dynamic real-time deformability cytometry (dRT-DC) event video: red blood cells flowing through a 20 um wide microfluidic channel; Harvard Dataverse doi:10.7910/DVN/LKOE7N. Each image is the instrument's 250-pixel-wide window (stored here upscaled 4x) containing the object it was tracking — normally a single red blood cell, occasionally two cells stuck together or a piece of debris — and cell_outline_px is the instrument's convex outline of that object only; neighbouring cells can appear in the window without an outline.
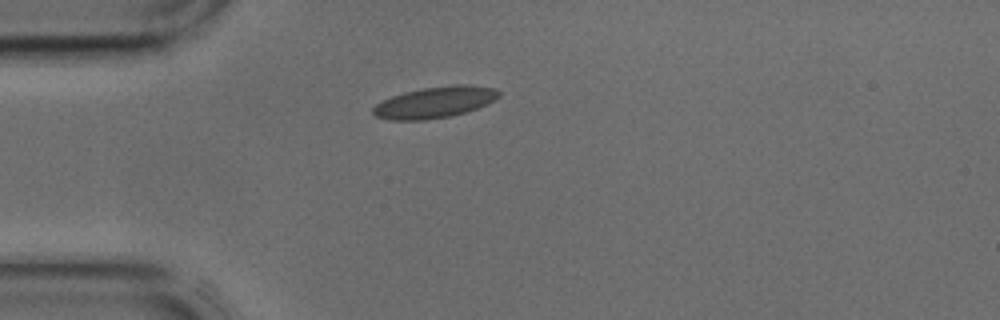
{"species": "common noctule bat (a hibernating species)", "species_latin": "Nyctalus noctula", "temperature_condition": "cold", "stored_images_in_passage": 33, "camera_frame_rate_fps": 3000, "um_per_image_px": 0.085, "animal": {"sex": "male", "body_mass_g": 17.9, "forearm_length_mm": 54.2}, "frame": {"image": 1, "passage_image": 1, "time_ms": 0.0, "image_size_px": [1000, 320], "cell_outline_px": [[500, 96], [496, 100], [488, 104], [464, 112], [448, 116], [424, 120], [388, 120], [376, 116], [372, 112], [372, 108], [376, 104], [392, 96], [404, 92], [424, 88], [456, 84], [468, 84], [496, 88], [500, 92]], "centroid_in_image_um": [36.99, 8.68], "position_along_channel_um": 48.0, "area_um2": 22.89}}
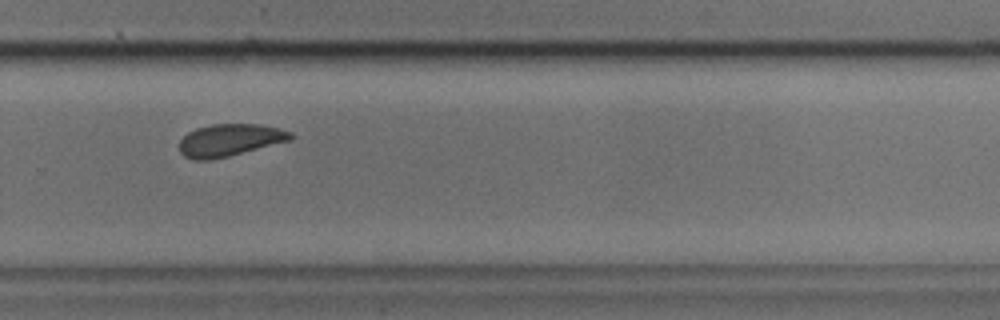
{"frame": {"image": 2, "passage_image": 19, "time_ms": 6.0, "image_size_px": [1000, 320], "cell_outline_px": [[292, 140], [228, 156], [208, 160], [192, 160], [184, 156], [180, 152], [180, 140], [188, 132], [196, 128], [212, 124], [260, 124], [280, 128], [292, 132]], "centroid_in_image_um": [19.53, 11.9], "position_along_channel_um": 310.3, "area_um2": 20.92}}
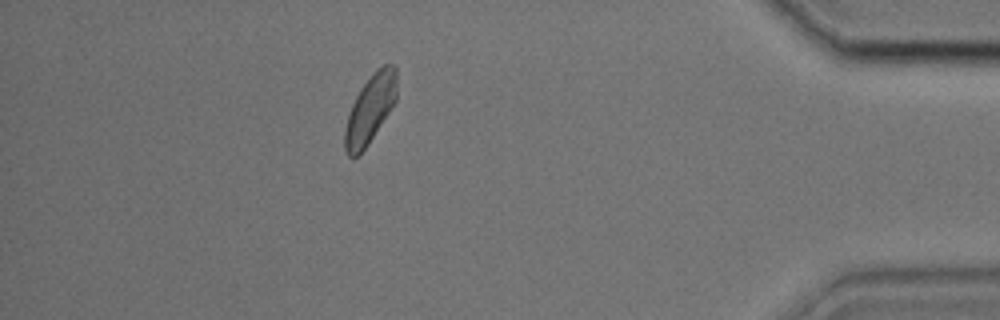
{"frame": {"image": 3, "passage_image": 28, "time_ms": 9.0, "image_size_px": [1000, 320], "cell_outline_px": [[396, 100], [392, 108], [368, 144], [356, 156], [348, 156], [344, 148], [344, 128], [352, 104], [360, 88], [372, 72], [376, 68], [384, 64], [396, 64]], "centroid_in_image_um": [31.47, 9.22], "position_along_channel_um": 403.7, "area_um2": 20.69}}